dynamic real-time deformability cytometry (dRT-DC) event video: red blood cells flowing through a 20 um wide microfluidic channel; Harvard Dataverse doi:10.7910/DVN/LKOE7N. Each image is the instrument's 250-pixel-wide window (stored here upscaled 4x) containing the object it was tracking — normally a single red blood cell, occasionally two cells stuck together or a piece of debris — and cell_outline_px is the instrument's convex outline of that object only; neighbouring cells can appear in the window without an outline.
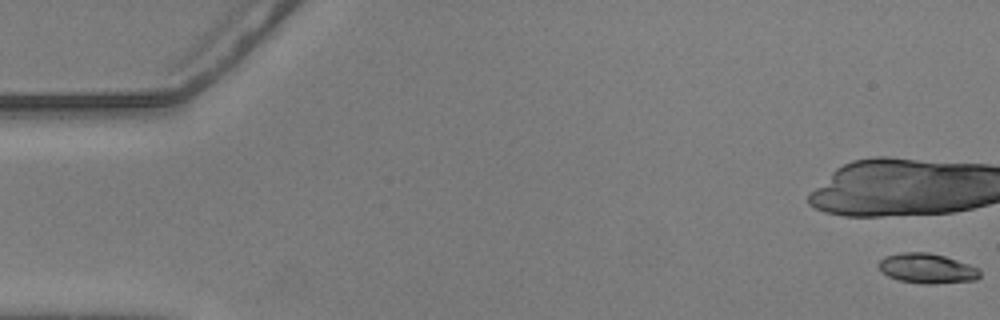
{"species": "common noctule bat (a hibernating species)", "species_latin": "Nyctalus noctula", "temperature_condition": "warm", "stored_images_in_passage": 18, "camera_frame_rate_fps": 3000, "um_per_image_px": 0.085, "animal": {"sex": "male", "body_mass_g": 20.5, "forearm_length_mm": 52.5}, "frame": {"image": 1, "passage_image": 1, "time_ms": 0.0, "image_size_px": [1000, 320], "cell_outline_px": [[980, 276], [976, 280], [936, 284], [920, 284], [900, 280], [888, 276], [880, 272], [876, 264], [884, 256], [904, 252], [928, 252], [944, 256], [980, 268]], "centroid_in_image_um": [78.77, 22.82], "position_along_channel_um": 6.2, "area_um2": 17.86}}